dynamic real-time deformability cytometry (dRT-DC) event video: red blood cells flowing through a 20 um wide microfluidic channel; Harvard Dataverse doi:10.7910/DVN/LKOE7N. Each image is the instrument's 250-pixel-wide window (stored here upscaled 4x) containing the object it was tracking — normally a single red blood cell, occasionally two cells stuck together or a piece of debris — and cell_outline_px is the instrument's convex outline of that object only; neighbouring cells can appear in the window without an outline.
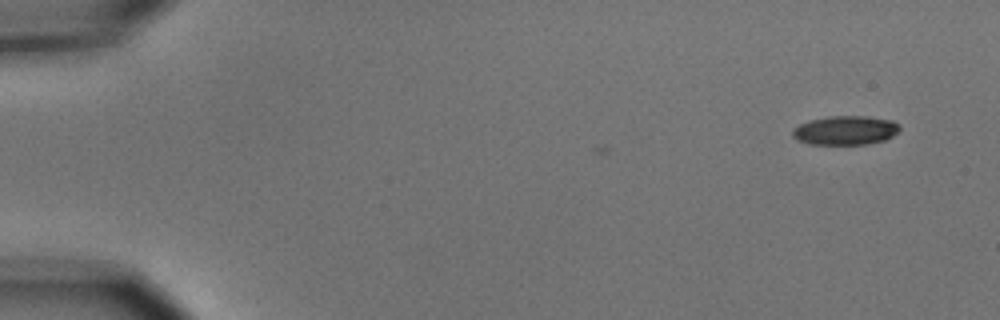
{"species": "common noctule bat (a hibernating species)", "species_latin": "Nyctalus noctula", "temperature_condition": "cold", "stored_images_in_passage": 6, "camera_frame_rate_fps": 3000, "um_per_image_px": 0.085, "animal": {"sex": "male", "body_mass_g": 15.6}, "frame": {"image": 1, "passage_image": 1, "time_ms": 0.0, "image_size_px": [1000, 320], "cell_outline_px": [[900, 132], [884, 140], [868, 144], [812, 144], [796, 140], [792, 136], [792, 128], [808, 120], [828, 116], [868, 116], [892, 120], [900, 124]], "centroid_in_image_um": [71.86, 11.07], "position_along_channel_um": 13.1, "area_um2": 18.38}}